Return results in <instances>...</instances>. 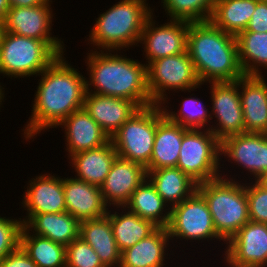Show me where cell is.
I'll use <instances>...</instances> for the list:
<instances>
[{"instance_id":"cell-1","label":"cell","mask_w":267,"mask_h":267,"mask_svg":"<svg viewBox=\"0 0 267 267\" xmlns=\"http://www.w3.org/2000/svg\"><path fill=\"white\" fill-rule=\"evenodd\" d=\"M77 70L59 55L38 75L41 78L37 83L31 118L23 129L25 140L36 138L41 131L57 128L65 118L83 108L86 78Z\"/></svg>"},{"instance_id":"cell-2","label":"cell","mask_w":267,"mask_h":267,"mask_svg":"<svg viewBox=\"0 0 267 267\" xmlns=\"http://www.w3.org/2000/svg\"><path fill=\"white\" fill-rule=\"evenodd\" d=\"M91 51L87 54L85 62L89 71L86 92L128 99L136 102L141 108L154 104L147 87L145 63L142 64L122 54L118 55L117 50L116 54L115 50L104 53L94 48V51Z\"/></svg>"},{"instance_id":"cell-3","label":"cell","mask_w":267,"mask_h":267,"mask_svg":"<svg viewBox=\"0 0 267 267\" xmlns=\"http://www.w3.org/2000/svg\"><path fill=\"white\" fill-rule=\"evenodd\" d=\"M186 50L201 84L233 82L244 76L236 36L225 33L211 21L190 23Z\"/></svg>"},{"instance_id":"cell-4","label":"cell","mask_w":267,"mask_h":267,"mask_svg":"<svg viewBox=\"0 0 267 267\" xmlns=\"http://www.w3.org/2000/svg\"><path fill=\"white\" fill-rule=\"evenodd\" d=\"M146 1L120 0L100 14L87 39L93 48L120 51L136 46L147 19L154 13Z\"/></svg>"},{"instance_id":"cell-5","label":"cell","mask_w":267,"mask_h":267,"mask_svg":"<svg viewBox=\"0 0 267 267\" xmlns=\"http://www.w3.org/2000/svg\"><path fill=\"white\" fill-rule=\"evenodd\" d=\"M236 180V181H235ZM197 191L206 200L217 234L227 243L249 221L245 183L232 176L199 183Z\"/></svg>"},{"instance_id":"cell-6","label":"cell","mask_w":267,"mask_h":267,"mask_svg":"<svg viewBox=\"0 0 267 267\" xmlns=\"http://www.w3.org/2000/svg\"><path fill=\"white\" fill-rule=\"evenodd\" d=\"M58 56L45 41L5 32L0 43V74L11 79L37 76Z\"/></svg>"},{"instance_id":"cell-7","label":"cell","mask_w":267,"mask_h":267,"mask_svg":"<svg viewBox=\"0 0 267 267\" xmlns=\"http://www.w3.org/2000/svg\"><path fill=\"white\" fill-rule=\"evenodd\" d=\"M157 125L158 104L140 108L110 138L118 157L139 163L147 169Z\"/></svg>"},{"instance_id":"cell-8","label":"cell","mask_w":267,"mask_h":267,"mask_svg":"<svg viewBox=\"0 0 267 267\" xmlns=\"http://www.w3.org/2000/svg\"><path fill=\"white\" fill-rule=\"evenodd\" d=\"M201 85L187 50L159 58L147 66V87L154 104H168L166 93L170 94V90L189 93Z\"/></svg>"},{"instance_id":"cell-9","label":"cell","mask_w":267,"mask_h":267,"mask_svg":"<svg viewBox=\"0 0 267 267\" xmlns=\"http://www.w3.org/2000/svg\"><path fill=\"white\" fill-rule=\"evenodd\" d=\"M220 150L221 142L207 127L203 131L188 129L183 135L177 167L198 184L216 179L222 175Z\"/></svg>"},{"instance_id":"cell-10","label":"cell","mask_w":267,"mask_h":267,"mask_svg":"<svg viewBox=\"0 0 267 267\" xmlns=\"http://www.w3.org/2000/svg\"><path fill=\"white\" fill-rule=\"evenodd\" d=\"M167 231L171 240L180 238L179 241L186 239L192 242L216 239L226 244L217 234L208 204L198 191L171 207Z\"/></svg>"},{"instance_id":"cell-11","label":"cell","mask_w":267,"mask_h":267,"mask_svg":"<svg viewBox=\"0 0 267 267\" xmlns=\"http://www.w3.org/2000/svg\"><path fill=\"white\" fill-rule=\"evenodd\" d=\"M52 1L33 7H10L4 19L5 32L42 40L59 55H65L64 42L52 36Z\"/></svg>"},{"instance_id":"cell-12","label":"cell","mask_w":267,"mask_h":267,"mask_svg":"<svg viewBox=\"0 0 267 267\" xmlns=\"http://www.w3.org/2000/svg\"><path fill=\"white\" fill-rule=\"evenodd\" d=\"M211 93V119L216 125L209 130L221 142L224 138L245 132L243 111L239 95V79L233 82H209ZM213 112V113H212ZM213 115V116H212ZM218 122V123H217ZM213 126V127H212Z\"/></svg>"},{"instance_id":"cell-13","label":"cell","mask_w":267,"mask_h":267,"mask_svg":"<svg viewBox=\"0 0 267 267\" xmlns=\"http://www.w3.org/2000/svg\"><path fill=\"white\" fill-rule=\"evenodd\" d=\"M226 244L228 267L267 266V224L249 220Z\"/></svg>"},{"instance_id":"cell-14","label":"cell","mask_w":267,"mask_h":267,"mask_svg":"<svg viewBox=\"0 0 267 267\" xmlns=\"http://www.w3.org/2000/svg\"><path fill=\"white\" fill-rule=\"evenodd\" d=\"M155 22L152 14L144 25L139 41L140 44H144L142 48L148 60L147 66L159 58L181 54L186 51L187 46L190 22L170 19V22L167 21L160 26Z\"/></svg>"},{"instance_id":"cell-15","label":"cell","mask_w":267,"mask_h":267,"mask_svg":"<svg viewBox=\"0 0 267 267\" xmlns=\"http://www.w3.org/2000/svg\"><path fill=\"white\" fill-rule=\"evenodd\" d=\"M221 156L246 169L257 180L267 172V134L244 132L221 141Z\"/></svg>"},{"instance_id":"cell-16","label":"cell","mask_w":267,"mask_h":267,"mask_svg":"<svg viewBox=\"0 0 267 267\" xmlns=\"http://www.w3.org/2000/svg\"><path fill=\"white\" fill-rule=\"evenodd\" d=\"M146 178L147 170L143 165L117 157L100 186L105 203L114 208L124 207Z\"/></svg>"},{"instance_id":"cell-17","label":"cell","mask_w":267,"mask_h":267,"mask_svg":"<svg viewBox=\"0 0 267 267\" xmlns=\"http://www.w3.org/2000/svg\"><path fill=\"white\" fill-rule=\"evenodd\" d=\"M66 211L80 222L96 219L108 213L101 187L74 177H63Z\"/></svg>"},{"instance_id":"cell-18","label":"cell","mask_w":267,"mask_h":267,"mask_svg":"<svg viewBox=\"0 0 267 267\" xmlns=\"http://www.w3.org/2000/svg\"><path fill=\"white\" fill-rule=\"evenodd\" d=\"M28 182L22 199V206L27 215L66 211L63 178L54 174H40Z\"/></svg>"},{"instance_id":"cell-19","label":"cell","mask_w":267,"mask_h":267,"mask_svg":"<svg viewBox=\"0 0 267 267\" xmlns=\"http://www.w3.org/2000/svg\"><path fill=\"white\" fill-rule=\"evenodd\" d=\"M83 108L111 138L141 107L128 99L86 92Z\"/></svg>"},{"instance_id":"cell-20","label":"cell","mask_w":267,"mask_h":267,"mask_svg":"<svg viewBox=\"0 0 267 267\" xmlns=\"http://www.w3.org/2000/svg\"><path fill=\"white\" fill-rule=\"evenodd\" d=\"M245 132L267 134V83L264 76L239 78Z\"/></svg>"},{"instance_id":"cell-21","label":"cell","mask_w":267,"mask_h":267,"mask_svg":"<svg viewBox=\"0 0 267 267\" xmlns=\"http://www.w3.org/2000/svg\"><path fill=\"white\" fill-rule=\"evenodd\" d=\"M58 126L65 129L68 159L73 154L100 147L110 140L84 108L73 112Z\"/></svg>"},{"instance_id":"cell-22","label":"cell","mask_w":267,"mask_h":267,"mask_svg":"<svg viewBox=\"0 0 267 267\" xmlns=\"http://www.w3.org/2000/svg\"><path fill=\"white\" fill-rule=\"evenodd\" d=\"M187 130L172 122L165 115L162 105L158 104V125L150 165L146 170L177 167L183 135Z\"/></svg>"},{"instance_id":"cell-23","label":"cell","mask_w":267,"mask_h":267,"mask_svg":"<svg viewBox=\"0 0 267 267\" xmlns=\"http://www.w3.org/2000/svg\"><path fill=\"white\" fill-rule=\"evenodd\" d=\"M24 218L21 219L23 225L33 234L49 238L65 247L79 238L80 221L67 211L26 215Z\"/></svg>"},{"instance_id":"cell-24","label":"cell","mask_w":267,"mask_h":267,"mask_svg":"<svg viewBox=\"0 0 267 267\" xmlns=\"http://www.w3.org/2000/svg\"><path fill=\"white\" fill-rule=\"evenodd\" d=\"M117 157L118 154L109 140L100 147L71 155L69 163L76 172L75 178L101 186Z\"/></svg>"},{"instance_id":"cell-25","label":"cell","mask_w":267,"mask_h":267,"mask_svg":"<svg viewBox=\"0 0 267 267\" xmlns=\"http://www.w3.org/2000/svg\"><path fill=\"white\" fill-rule=\"evenodd\" d=\"M169 240L167 228H158L147 238L122 251L119 267H164L169 254L166 251L169 250Z\"/></svg>"},{"instance_id":"cell-26","label":"cell","mask_w":267,"mask_h":267,"mask_svg":"<svg viewBox=\"0 0 267 267\" xmlns=\"http://www.w3.org/2000/svg\"><path fill=\"white\" fill-rule=\"evenodd\" d=\"M79 237L88 243L105 267H119L121 252L113 236L108 215L80 222Z\"/></svg>"},{"instance_id":"cell-27","label":"cell","mask_w":267,"mask_h":267,"mask_svg":"<svg viewBox=\"0 0 267 267\" xmlns=\"http://www.w3.org/2000/svg\"><path fill=\"white\" fill-rule=\"evenodd\" d=\"M147 178L170 208L180 204L197 191L198 183L178 167L147 171Z\"/></svg>"},{"instance_id":"cell-28","label":"cell","mask_w":267,"mask_h":267,"mask_svg":"<svg viewBox=\"0 0 267 267\" xmlns=\"http://www.w3.org/2000/svg\"><path fill=\"white\" fill-rule=\"evenodd\" d=\"M118 208L123 211L120 213L118 211L111 213L109 210L107 215L110 219L113 236L120 252L134 246L137 242L147 238L159 228L153 222L139 217L126 207H116V210Z\"/></svg>"},{"instance_id":"cell-29","label":"cell","mask_w":267,"mask_h":267,"mask_svg":"<svg viewBox=\"0 0 267 267\" xmlns=\"http://www.w3.org/2000/svg\"><path fill=\"white\" fill-rule=\"evenodd\" d=\"M124 207L139 217L153 222L159 228L168 226L171 208L157 193L155 186L148 178L134 190Z\"/></svg>"},{"instance_id":"cell-30","label":"cell","mask_w":267,"mask_h":267,"mask_svg":"<svg viewBox=\"0 0 267 267\" xmlns=\"http://www.w3.org/2000/svg\"><path fill=\"white\" fill-rule=\"evenodd\" d=\"M258 0H217L210 21L225 33L237 36L246 30Z\"/></svg>"},{"instance_id":"cell-31","label":"cell","mask_w":267,"mask_h":267,"mask_svg":"<svg viewBox=\"0 0 267 267\" xmlns=\"http://www.w3.org/2000/svg\"><path fill=\"white\" fill-rule=\"evenodd\" d=\"M20 246L38 267H66V247L30 232L24 225Z\"/></svg>"},{"instance_id":"cell-32","label":"cell","mask_w":267,"mask_h":267,"mask_svg":"<svg viewBox=\"0 0 267 267\" xmlns=\"http://www.w3.org/2000/svg\"><path fill=\"white\" fill-rule=\"evenodd\" d=\"M238 60L245 76H262L267 69V33L244 30L236 36ZM260 70V71H259Z\"/></svg>"},{"instance_id":"cell-33","label":"cell","mask_w":267,"mask_h":267,"mask_svg":"<svg viewBox=\"0 0 267 267\" xmlns=\"http://www.w3.org/2000/svg\"><path fill=\"white\" fill-rule=\"evenodd\" d=\"M217 0H161L169 20L190 23L210 21Z\"/></svg>"},{"instance_id":"cell-34","label":"cell","mask_w":267,"mask_h":267,"mask_svg":"<svg viewBox=\"0 0 267 267\" xmlns=\"http://www.w3.org/2000/svg\"><path fill=\"white\" fill-rule=\"evenodd\" d=\"M186 97L183 102L180 104L181 108L178 110V113L175 111L168 110V105H162L165 115L174 123H178L184 128L187 129H205L209 126L211 119V111H208V108H205L206 105L200 101V98L196 97ZM167 107V108H166ZM210 112V113H209ZM208 124V125H207Z\"/></svg>"},{"instance_id":"cell-35","label":"cell","mask_w":267,"mask_h":267,"mask_svg":"<svg viewBox=\"0 0 267 267\" xmlns=\"http://www.w3.org/2000/svg\"><path fill=\"white\" fill-rule=\"evenodd\" d=\"M66 267H105L95 250L80 237L66 246Z\"/></svg>"},{"instance_id":"cell-36","label":"cell","mask_w":267,"mask_h":267,"mask_svg":"<svg viewBox=\"0 0 267 267\" xmlns=\"http://www.w3.org/2000/svg\"><path fill=\"white\" fill-rule=\"evenodd\" d=\"M253 181L245 183L249 220L267 224V190Z\"/></svg>"},{"instance_id":"cell-37","label":"cell","mask_w":267,"mask_h":267,"mask_svg":"<svg viewBox=\"0 0 267 267\" xmlns=\"http://www.w3.org/2000/svg\"><path fill=\"white\" fill-rule=\"evenodd\" d=\"M22 227L21 218L9 219L0 215V260L20 246Z\"/></svg>"},{"instance_id":"cell-38","label":"cell","mask_w":267,"mask_h":267,"mask_svg":"<svg viewBox=\"0 0 267 267\" xmlns=\"http://www.w3.org/2000/svg\"><path fill=\"white\" fill-rule=\"evenodd\" d=\"M249 32L267 33V1H258L246 28Z\"/></svg>"},{"instance_id":"cell-39","label":"cell","mask_w":267,"mask_h":267,"mask_svg":"<svg viewBox=\"0 0 267 267\" xmlns=\"http://www.w3.org/2000/svg\"><path fill=\"white\" fill-rule=\"evenodd\" d=\"M0 267H38L24 249L19 246L0 260Z\"/></svg>"},{"instance_id":"cell-40","label":"cell","mask_w":267,"mask_h":267,"mask_svg":"<svg viewBox=\"0 0 267 267\" xmlns=\"http://www.w3.org/2000/svg\"><path fill=\"white\" fill-rule=\"evenodd\" d=\"M10 7H33L46 3L48 0H8Z\"/></svg>"},{"instance_id":"cell-41","label":"cell","mask_w":267,"mask_h":267,"mask_svg":"<svg viewBox=\"0 0 267 267\" xmlns=\"http://www.w3.org/2000/svg\"><path fill=\"white\" fill-rule=\"evenodd\" d=\"M10 9V4L8 0H0V19L4 20L7 12Z\"/></svg>"},{"instance_id":"cell-42","label":"cell","mask_w":267,"mask_h":267,"mask_svg":"<svg viewBox=\"0 0 267 267\" xmlns=\"http://www.w3.org/2000/svg\"><path fill=\"white\" fill-rule=\"evenodd\" d=\"M262 188L267 190V172L262 174L257 180H255Z\"/></svg>"},{"instance_id":"cell-43","label":"cell","mask_w":267,"mask_h":267,"mask_svg":"<svg viewBox=\"0 0 267 267\" xmlns=\"http://www.w3.org/2000/svg\"><path fill=\"white\" fill-rule=\"evenodd\" d=\"M4 33H5L4 20L0 19V43L3 39Z\"/></svg>"},{"instance_id":"cell-44","label":"cell","mask_w":267,"mask_h":267,"mask_svg":"<svg viewBox=\"0 0 267 267\" xmlns=\"http://www.w3.org/2000/svg\"><path fill=\"white\" fill-rule=\"evenodd\" d=\"M3 89H5V88H3V87L1 86V83H0V106L3 105V104H2V101H4L3 99H4V91H5V90H3Z\"/></svg>"}]
</instances>
